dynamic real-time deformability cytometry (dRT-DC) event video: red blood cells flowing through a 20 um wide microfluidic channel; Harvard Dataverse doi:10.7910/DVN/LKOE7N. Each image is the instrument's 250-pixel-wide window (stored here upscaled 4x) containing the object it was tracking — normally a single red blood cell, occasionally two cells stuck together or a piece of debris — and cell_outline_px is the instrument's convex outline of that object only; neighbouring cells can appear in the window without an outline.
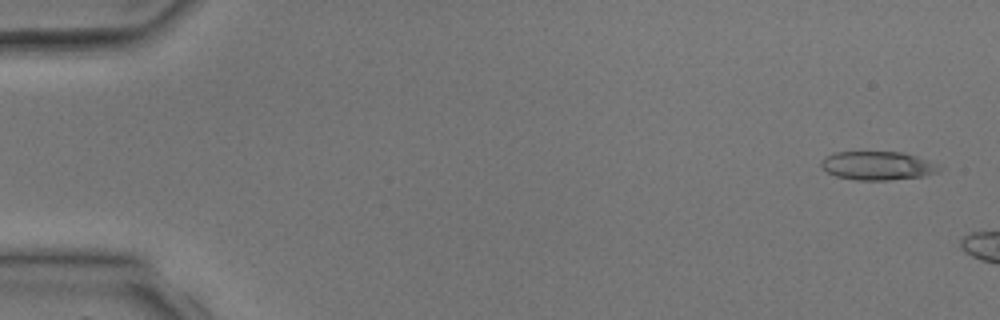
{"species": "common noctule bat (a hibernating species)", "species_latin": "Nyctalus noctula", "temperature_condition": "room temperature", "stored_images_in_passage": 3, "camera_frame_rate_fps": 3000, "um_per_image_px": 0.085, "animal": {"sex": "male", "body_mass_g": 17.9, "forearm_length_mm": 54.2}, "frame": {"image": 1, "passage_image": 1, "time_ms": 0.0, "image_size_px": [1000, 320], "cell_outline_px": [[944, 168], [936, 172], [924, 176], [888, 180], [856, 180], [836, 176], [820, 168], [820, 164], [828, 156], [836, 152], [904, 152], [928, 160]], "centroid_in_image_um": [74.62, 14.09], "position_along_channel_um": 10.4, "area_um2": 19.59}}